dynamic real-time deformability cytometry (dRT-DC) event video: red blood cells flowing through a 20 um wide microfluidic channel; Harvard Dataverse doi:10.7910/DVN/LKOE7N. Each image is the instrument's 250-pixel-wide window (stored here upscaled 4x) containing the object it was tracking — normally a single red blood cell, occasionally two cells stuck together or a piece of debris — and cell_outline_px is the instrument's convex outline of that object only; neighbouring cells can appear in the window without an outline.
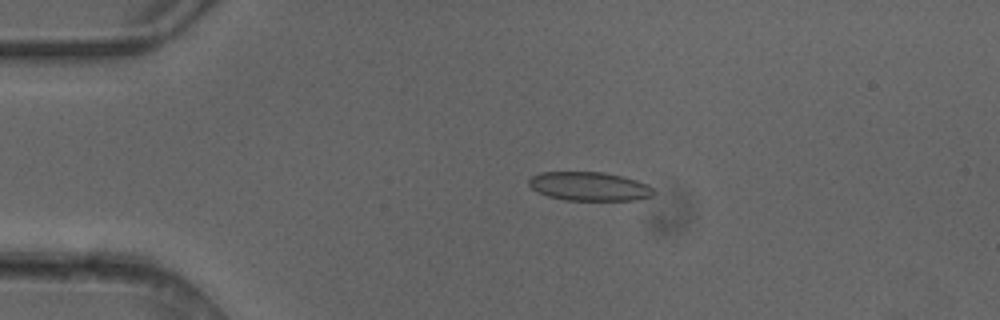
{"species": "common noctule bat (a hibernating species)", "species_latin": "Nyctalus noctula", "temperature_condition": "cold", "stored_images_in_passage": 4, "camera_frame_rate_fps": 3000, "um_per_image_px": 0.085, "animal": {"sex": "female"}, "frame": {"image": 1, "passage_image": 3, "time_ms": 0.667, "image_size_px": [1000, 320], "cell_outline_px": [[656, 192], [652, 196], [636, 200], [564, 200], [548, 196], [536, 192], [528, 184], [528, 180], [532, 176], [540, 172], [604, 172], [636, 180], [648, 184]], "centroid_in_image_um": [50.08, 15.84], "position_along_channel_um": 34.9, "area_um2": 21.04}}